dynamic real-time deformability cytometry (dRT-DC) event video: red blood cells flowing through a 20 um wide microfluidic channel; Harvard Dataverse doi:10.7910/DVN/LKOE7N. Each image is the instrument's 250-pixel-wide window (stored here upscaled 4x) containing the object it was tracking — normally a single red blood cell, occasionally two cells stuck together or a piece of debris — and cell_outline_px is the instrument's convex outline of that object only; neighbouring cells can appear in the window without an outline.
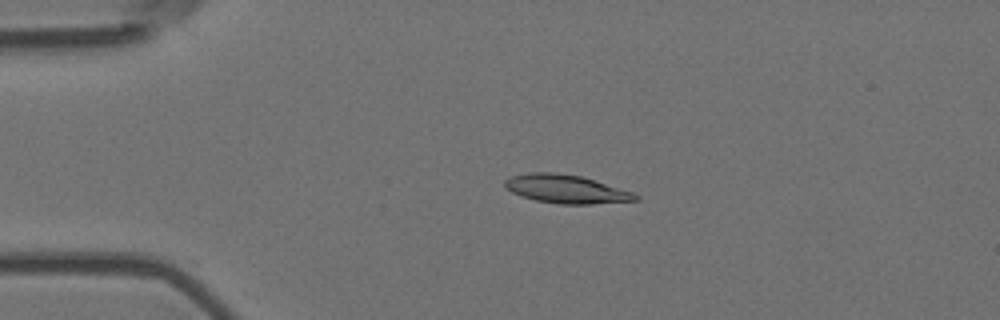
{"species": "Egyptian fruit bat (a non-hibernating species)", "species_latin": "Rousettus aegyptiacus", "temperature_condition": "room temperature", "stored_images_in_passage": 5, "camera_frame_rate_fps": 3000, "um_per_image_px": 0.085, "animal": {"sex": "female"}, "frame": {"image": 1, "passage_image": 4, "time_ms": 1.0, "image_size_px": [1000, 320], "cell_outline_px": [[640, 200], [592, 204], [560, 204], [536, 200], [520, 196], [504, 188], [504, 180], [512, 176], [528, 172], [556, 172], [580, 176], [632, 192], [640, 196]], "centroid_in_image_um": [48.08, 16.07], "position_along_channel_um": 36.9, "area_um2": 21.62}}